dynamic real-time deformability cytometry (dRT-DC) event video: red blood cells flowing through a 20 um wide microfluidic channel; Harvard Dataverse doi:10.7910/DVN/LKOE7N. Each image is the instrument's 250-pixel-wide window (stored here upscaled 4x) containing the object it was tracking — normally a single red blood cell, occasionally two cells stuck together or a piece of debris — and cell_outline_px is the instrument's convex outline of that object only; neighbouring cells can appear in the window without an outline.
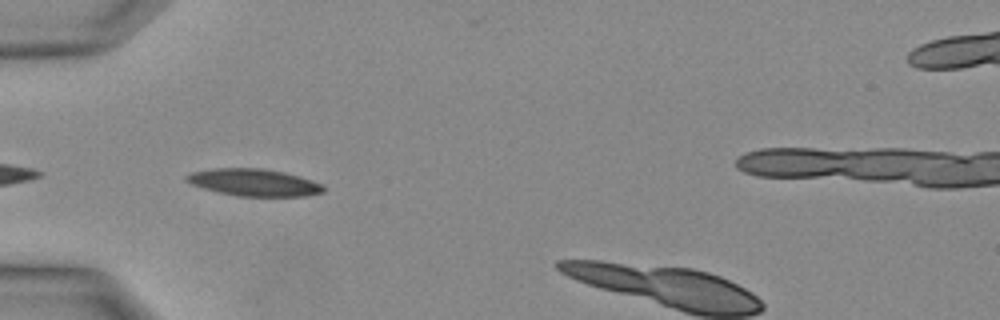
{"species": "Egyptian fruit bat (a non-hibernating species)", "species_latin": "Rousettus aegyptiacus", "temperature_condition": "warm", "stored_images_in_passage": 17, "camera_frame_rate_fps": 3000, "um_per_image_px": 0.085, "animal": {"sex": "female"}, "frame": {"image": 1, "passage_image": 9, "time_ms": 2.667, "image_size_px": [1000, 320], "cell_outline_px": [[324, 192], [304, 196], [240, 196], [220, 192], [204, 188], [192, 184], [184, 180], [184, 176], [192, 172], [212, 168], [260, 168], [284, 172], [312, 180], [320, 184], [324, 188]], "centroid_in_image_um": [21.56, 15.5], "position_along_channel_um": 63.4, "area_um2": 21.44}}
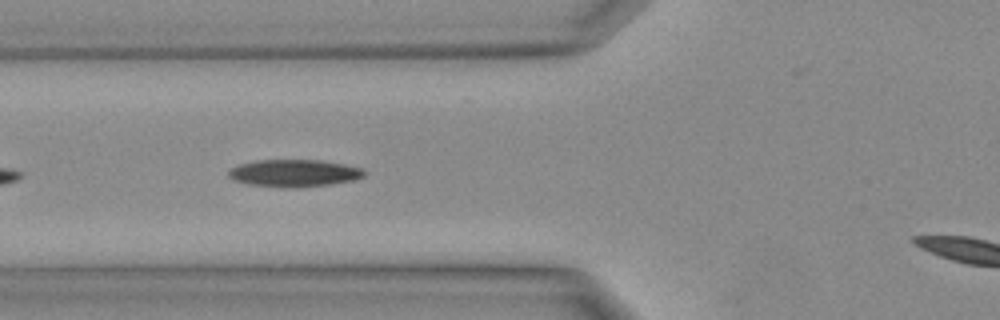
{"frame": {"image": 2, "passage_image": 11, "time_ms": 3.333, "image_size_px": [1000, 320], "cell_outline_px": [[364, 176], [352, 180], [332, 184], [296, 188], [248, 184], [232, 180], [228, 176], [228, 172], [232, 168], [240, 164], [256, 160], [320, 160], [344, 164], [364, 168]], "centroid_in_image_um": [25.0, 14.71], "position_along_channel_um": 100.8, "area_um2": 21.5}}
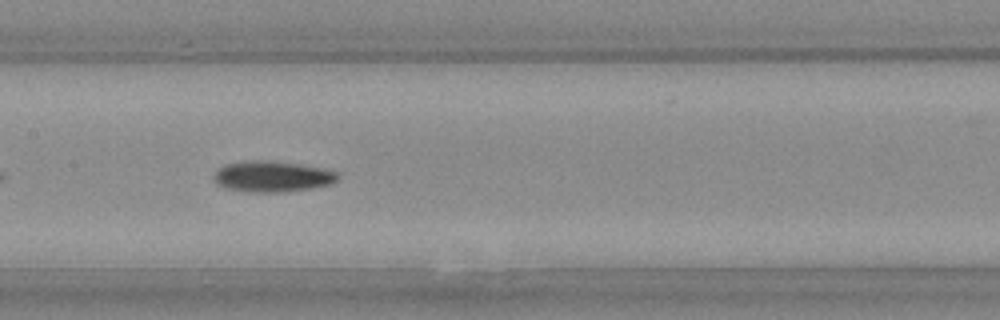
{"frame": {"image": 3, "passage_image": 15, "time_ms": 4.667, "image_size_px": [1000, 320], "cell_outline_px": [[340, 176], [332, 184], [312, 188], [272, 192], [264, 192], [228, 188], [220, 184], [216, 180], [216, 168], [224, 164], [248, 160], [268, 160], [300, 164], [324, 168], [336, 172]], "centroid_in_image_um": [23.2, 14.96], "position_along_channel_um": 184.2, "area_um2": 21.91}}